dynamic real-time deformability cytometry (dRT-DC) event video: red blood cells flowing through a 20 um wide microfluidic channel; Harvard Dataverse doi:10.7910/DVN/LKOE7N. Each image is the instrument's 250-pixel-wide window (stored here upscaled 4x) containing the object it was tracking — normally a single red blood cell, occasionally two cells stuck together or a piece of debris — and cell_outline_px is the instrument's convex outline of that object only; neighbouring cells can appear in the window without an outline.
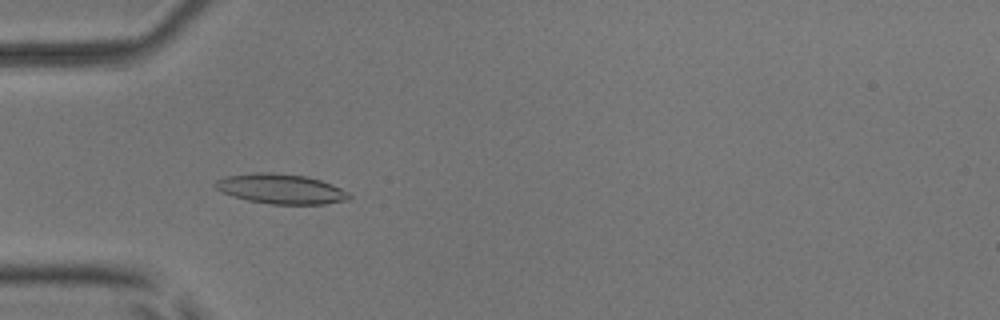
{"species": "common noctule bat (a hibernating species)", "species_latin": "Nyctalus noctula", "temperature_condition": "room temperature", "stored_images_in_passage": 5, "camera_frame_rate_fps": 3000, "um_per_image_px": 0.085, "animal": {"sex": "male", "body_mass_g": 17.9, "forearm_length_mm": 54.2}, "frame": {"image": 1, "passage_image": 4, "time_ms": 3.667, "image_size_px": [1000, 320], "cell_outline_px": [[352, 196], [348, 200], [324, 204], [272, 204], [248, 200], [232, 196], [220, 192], [212, 184], [216, 180], [224, 176], [252, 172], [272, 172], [308, 176], [332, 184], [348, 192]], "centroid_in_image_um": [23.84, 16.04], "position_along_channel_um": 61.2, "area_um2": 23.58}}
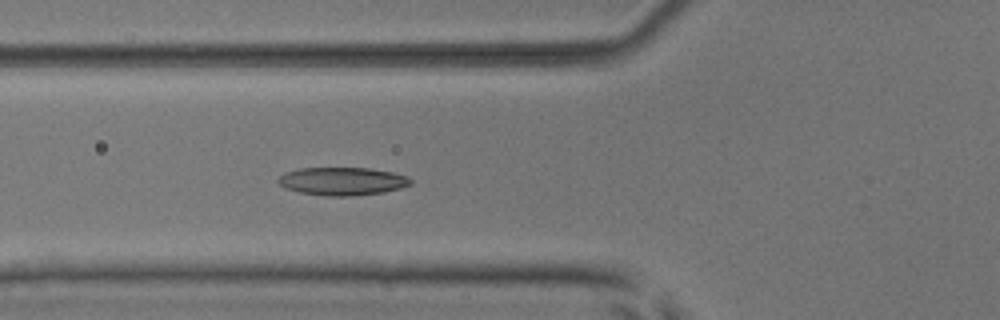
{"frame": {"image": 2, "passage_image": 5, "time_ms": 4.667, "image_size_px": [1000, 320], "cell_outline_px": [[412, 184], [400, 188], [384, 192], [348, 196], [328, 196], [300, 192], [284, 188], [276, 180], [284, 172], [300, 168], [368, 168], [392, 172], [408, 176], [412, 180]], "centroid_in_image_um": [29.09, 15.4], "position_along_channel_um": 96.7, "area_um2": 21.62}}